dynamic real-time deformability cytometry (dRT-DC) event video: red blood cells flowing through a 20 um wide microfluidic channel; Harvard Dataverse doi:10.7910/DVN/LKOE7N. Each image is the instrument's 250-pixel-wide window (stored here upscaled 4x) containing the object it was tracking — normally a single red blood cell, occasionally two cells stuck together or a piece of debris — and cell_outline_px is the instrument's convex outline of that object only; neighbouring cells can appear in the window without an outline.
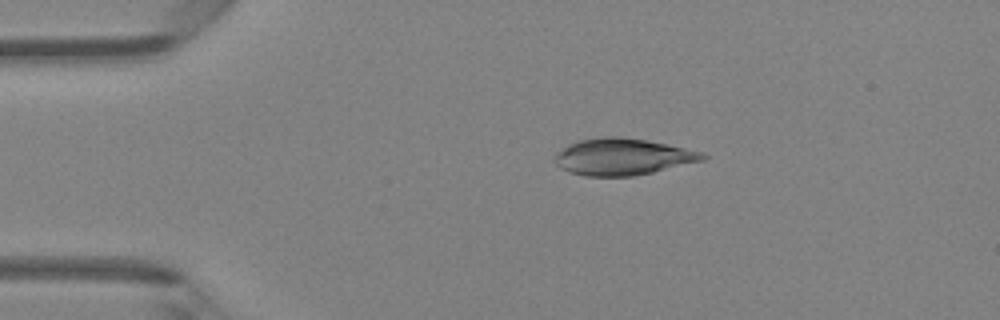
{"species": "Egyptian fruit bat (a non-hibernating species)", "species_latin": "Rousettus aegyptiacus", "temperature_condition": "room temperature", "stored_images_in_passage": 4, "camera_frame_rate_fps": 3000, "um_per_image_px": 0.085, "animal": {"sex": "female"}, "frame": {"image": 1, "passage_image": 3, "time_ms": 0.667, "image_size_px": [1000, 320], "cell_outline_px": [[708, 156], [704, 160], [652, 172], [632, 176], [584, 176], [568, 172], [560, 168], [552, 160], [556, 152], [568, 144], [580, 140], [604, 136], [620, 136], [648, 140], [704, 152]], "centroid_in_image_um": [52.89, 13.32], "position_along_channel_um": 32.1, "area_um2": 31.79}}